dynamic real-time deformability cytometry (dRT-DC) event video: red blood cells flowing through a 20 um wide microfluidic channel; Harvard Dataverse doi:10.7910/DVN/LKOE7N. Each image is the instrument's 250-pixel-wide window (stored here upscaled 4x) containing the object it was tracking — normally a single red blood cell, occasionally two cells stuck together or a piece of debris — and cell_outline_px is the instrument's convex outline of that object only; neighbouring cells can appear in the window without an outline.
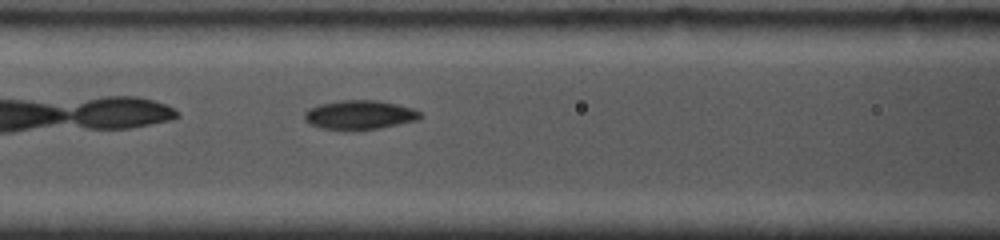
{"species": "common noctule bat (a hibernating species)", "species_latin": "Nyctalus noctula", "temperature_condition": "cold", "stored_images_in_passage": 24, "camera_frame_rate_fps": 5000, "um_per_image_px": 0.085, "animal": {"sex": "female", "body_mass_g": 19.0, "forearm_length_mm": 53.3}, "frame": {"image": 1, "passage_image": 11, "time_ms": 2.8, "image_size_px": [1000, 240], "cell_outline_px": [[424, 116], [420, 120], [380, 128], [352, 132], [320, 128], [304, 120], [304, 112], [308, 108], [320, 104], [340, 100], [376, 100], [396, 104], [412, 108], [420, 112]], "centroid_in_image_um": [30.57, 9.79], "position_along_channel_um": 136.0, "area_um2": 20.17}}